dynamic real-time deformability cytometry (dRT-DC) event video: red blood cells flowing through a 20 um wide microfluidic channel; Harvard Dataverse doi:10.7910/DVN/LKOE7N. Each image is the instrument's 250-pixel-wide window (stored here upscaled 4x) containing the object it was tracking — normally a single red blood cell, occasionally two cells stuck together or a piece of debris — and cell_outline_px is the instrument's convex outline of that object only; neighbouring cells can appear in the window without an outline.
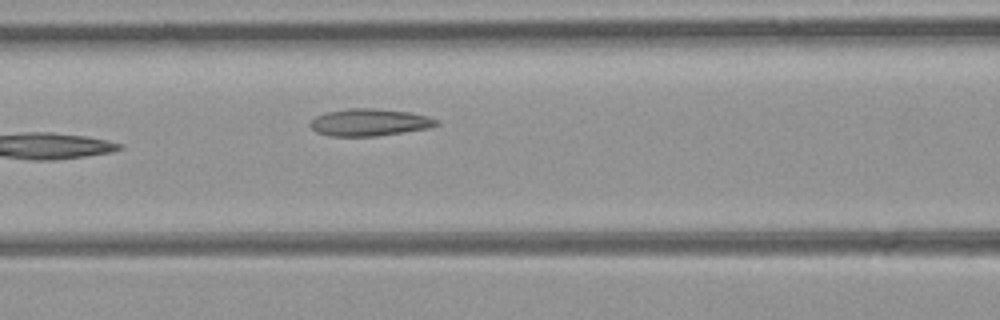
{"species": "common noctule bat (a hibernating species)", "species_latin": "Nyctalus noctula", "temperature_condition": "room temperature", "stored_images_in_passage": 3, "camera_frame_rate_fps": 3000, "um_per_image_px": 0.085, "animal": {"sex": "female", "body_mass_g": 21.9}, "frame": {"image": 1, "passage_image": 3, "time_ms": 0.667, "image_size_px": [1000, 320], "cell_outline_px": [[440, 124], [428, 128], [404, 132], [376, 136], [328, 136], [316, 132], [308, 124], [316, 116], [328, 112], [348, 108], [372, 108], [408, 112], [428, 116], [440, 120]], "centroid_in_image_um": [31.41, 10.4], "position_along_channel_um": 135.2, "area_um2": 20.0}}